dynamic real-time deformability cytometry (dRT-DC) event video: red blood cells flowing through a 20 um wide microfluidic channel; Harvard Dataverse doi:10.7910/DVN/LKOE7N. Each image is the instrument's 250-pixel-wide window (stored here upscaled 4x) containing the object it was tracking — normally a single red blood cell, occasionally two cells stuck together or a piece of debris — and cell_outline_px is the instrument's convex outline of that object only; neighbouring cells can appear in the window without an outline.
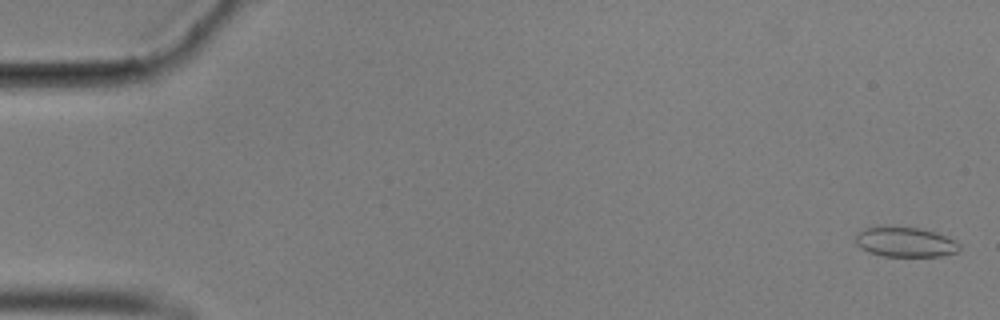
{"species": "common noctule bat (a hibernating species)", "species_latin": "Nyctalus noctula", "temperature_condition": "cold", "stored_images_in_passage": 57, "camera_frame_rate_fps": 3000, "um_per_image_px": 0.085, "animal": {"sex": "male", "body_mass_g": 17.9}, "frame": {"image": 1, "passage_image": 2, "time_ms": 0.333, "image_size_px": [1000, 320], "cell_outline_px": [[960, 248], [956, 252], [940, 256], [880, 256], [868, 252], [860, 248], [856, 244], [856, 232], [864, 228], [876, 224], [884, 224], [920, 228], [936, 232], [948, 236], [956, 240], [960, 244]], "centroid_in_image_um": [76.89, 20.53], "position_along_channel_um": 8.1, "area_um2": 18.9}}
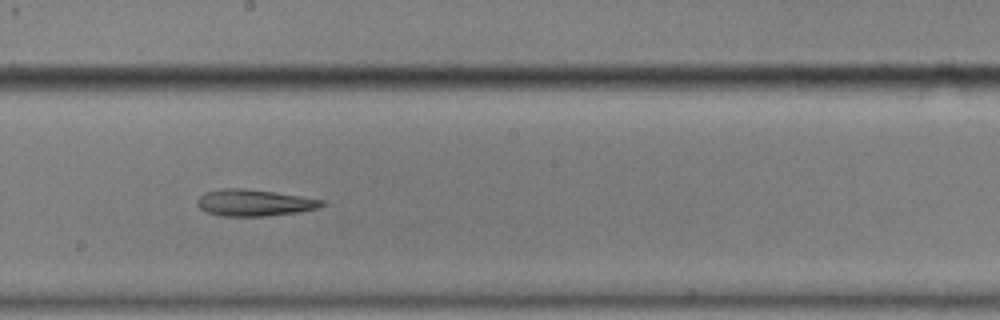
{"frame": {"image": 2, "passage_image": 32, "time_ms": 10.333, "image_size_px": [1000, 320], "cell_outline_px": [[324, 204], [316, 208], [296, 212], [268, 216], [220, 216], [208, 212], [200, 208], [196, 204], [196, 200], [204, 192], [220, 188], [244, 188], [300, 196], [324, 200]], "centroid_in_image_um": [21.54, 17.23], "position_along_channel_um": 226.7, "area_um2": 19.19}}
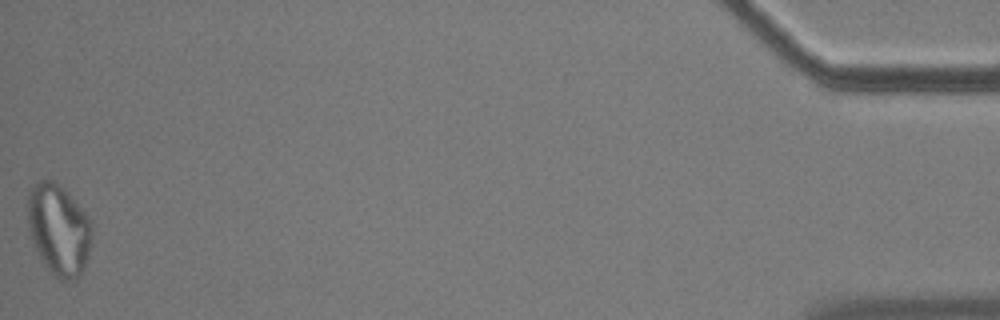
{"frame": {"image": 3, "passage_image": 57, "time_ms": 18.667, "image_size_px": [1000, 320], "cell_outline_px": [[92, 236], [88, 256], [84, 268], [72, 280], [60, 280], [40, 260], [32, 240], [28, 228], [28, 196], [32, 184], [36, 180], [52, 180], [64, 188], [68, 192], [88, 216], [92, 224]], "centroid_in_image_um": [4.98, 19.48], "position_along_channel_um": 430.2, "area_um2": 34.1}, "authors_computed_cell_mechanics": {"area_um2": 20.4034, "velocity_mm_per_s": 3.5414, "shape_relaxation_time_tau1_ms": null, "shape_relaxation_time_tau2_ms": 6.4281, "deformation_change_tau1": null, "deformation_change_tau2": 0.1829}}